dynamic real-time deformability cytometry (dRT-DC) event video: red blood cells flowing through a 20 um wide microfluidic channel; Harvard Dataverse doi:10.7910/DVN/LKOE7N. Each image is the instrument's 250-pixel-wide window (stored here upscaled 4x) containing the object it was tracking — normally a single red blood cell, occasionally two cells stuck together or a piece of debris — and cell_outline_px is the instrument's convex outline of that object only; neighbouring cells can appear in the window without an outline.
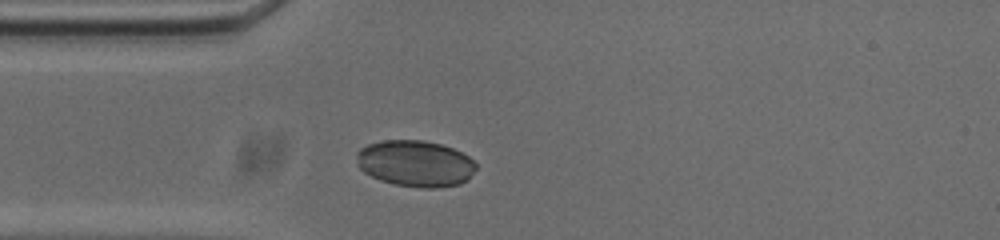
{"species": "common noctule bat (a hibernating species)", "species_latin": "Nyctalus noctula", "temperature_condition": "cold", "stored_images_in_passage": 30, "camera_frame_rate_fps": 3000, "um_per_image_px": 0.085, "animal": {"sex": "male", "body_mass_g": 20.0, "forearm_length_mm": 53.3}, "frame": {"image": 1, "passage_image": 1, "time_ms": 0.0, "image_size_px": [1000, 240], "cell_outline_px": [[476, 168], [468, 180], [460, 184], [436, 188], [424, 188], [396, 184], [380, 180], [364, 172], [360, 168], [356, 156], [356, 152], [360, 148], [368, 144], [384, 140], [420, 140], [440, 144], [452, 148], [468, 156], [476, 164]], "centroid_in_image_um": [35.31, 13.9], "position_along_channel_um": 49.7, "area_um2": 32.14}}
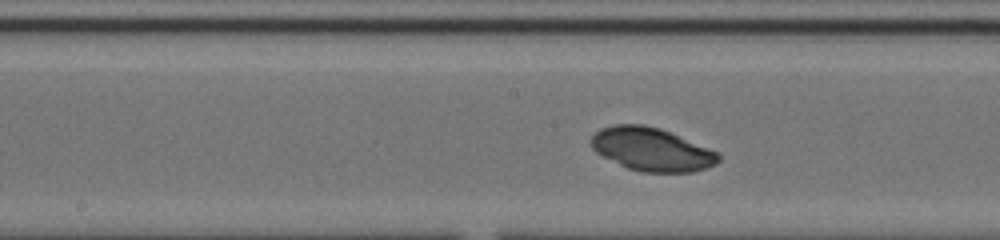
{"frame": {"image": 2, "passage_image": 13, "time_ms": 4.0, "image_size_px": [1000, 240], "cell_outline_px": [[720, 160], [716, 164], [708, 168], [692, 172], [644, 172], [628, 168], [600, 156], [592, 148], [588, 140], [600, 128], [612, 124], [644, 124], [660, 128], [720, 152]], "centroid_in_image_um": [55.38, 12.69], "position_along_channel_um": 192.8, "area_um2": 32.48}}
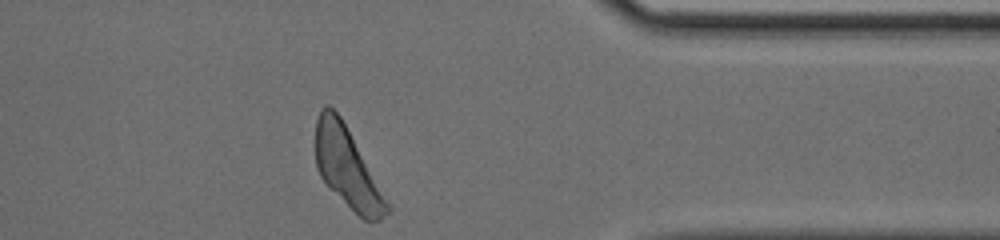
{"frame": {"image": 3, "passage_image": 30, "time_ms": 9.667, "image_size_px": [1000, 240], "cell_outline_px": [[392, 208], [380, 220], [364, 220], [320, 176], [316, 168], [316, 120], [320, 108], [324, 104], [328, 104], [340, 116]], "centroid_in_image_um": [29.5, 14.21], "position_along_channel_um": 381.9, "area_um2": 32.14}}